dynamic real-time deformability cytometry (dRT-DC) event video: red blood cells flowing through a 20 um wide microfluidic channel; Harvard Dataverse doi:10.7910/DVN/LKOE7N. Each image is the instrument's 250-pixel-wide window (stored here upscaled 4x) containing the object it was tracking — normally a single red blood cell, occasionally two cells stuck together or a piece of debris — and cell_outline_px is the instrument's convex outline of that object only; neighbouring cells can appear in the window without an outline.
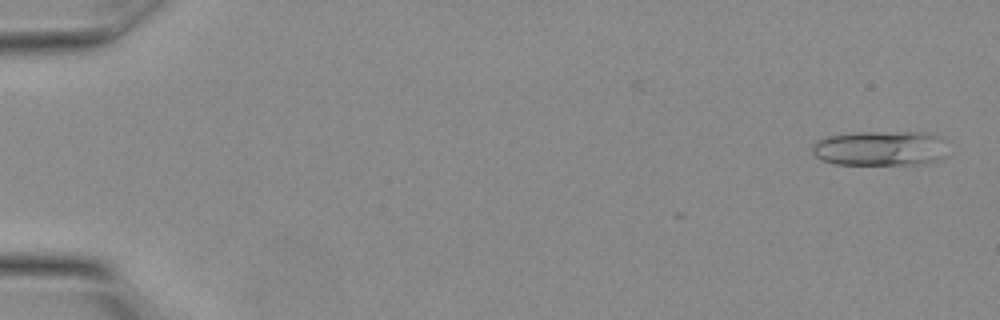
{"species": "Egyptian fruit bat (a non-hibernating species)", "species_latin": "Rousettus aegyptiacus", "temperature_condition": "warm", "stored_images_in_passage": 6, "camera_frame_rate_fps": 3000, "um_per_image_px": 0.085, "animal": {"sex": "female"}, "frame": {"image": 1, "passage_image": 1, "time_ms": 0.0, "image_size_px": [1000, 320], "cell_outline_px": [[944, 156], [936, 160], [920, 164], [836, 164], [820, 160], [812, 152], [812, 144], [828, 136], [852, 132], [924, 132], [940, 136], [944, 140]], "centroid_in_image_um": [74.79, 12.59], "position_along_channel_um": 10.2, "area_um2": 27.57}}